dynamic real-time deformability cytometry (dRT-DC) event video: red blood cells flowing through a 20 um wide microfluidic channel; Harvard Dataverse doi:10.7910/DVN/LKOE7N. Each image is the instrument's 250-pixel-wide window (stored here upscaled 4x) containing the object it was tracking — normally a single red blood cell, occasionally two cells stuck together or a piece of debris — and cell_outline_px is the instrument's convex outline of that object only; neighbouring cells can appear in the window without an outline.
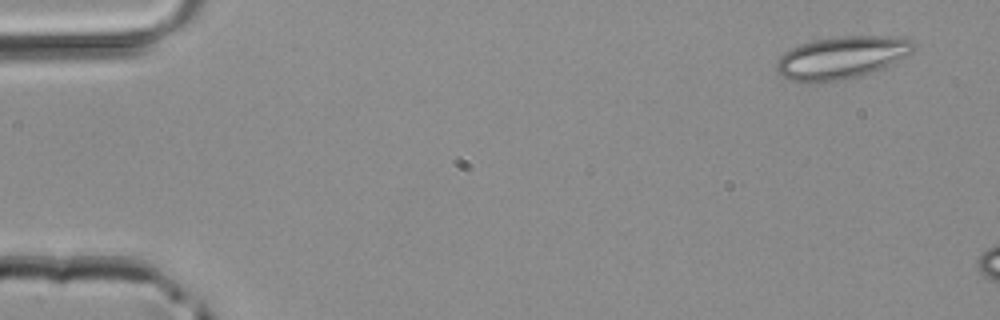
{"species": "common noctule bat (a hibernating species)", "species_latin": "Nyctalus noctula", "temperature_condition": "room temperature", "stored_images_in_passage": 4, "camera_frame_rate_fps": 3000, "um_per_image_px": 0.085, "animal": {"sex": "male", "body_mass_g": 20.4}, "frame": {"image": 1, "passage_image": 1, "time_ms": 0.0, "image_size_px": [1000, 320], "cell_outline_px": [[916, 48], [912, 52], [872, 72], [860, 76], [840, 80], [812, 84], [804, 84], [788, 80], [776, 72], [776, 60], [784, 52], [800, 44], [816, 40], [840, 36], [892, 36], [912, 40], [916, 44]], "centroid_in_image_um": [71.46, 4.92], "position_along_channel_um": 13.5, "area_um2": 34.1}}